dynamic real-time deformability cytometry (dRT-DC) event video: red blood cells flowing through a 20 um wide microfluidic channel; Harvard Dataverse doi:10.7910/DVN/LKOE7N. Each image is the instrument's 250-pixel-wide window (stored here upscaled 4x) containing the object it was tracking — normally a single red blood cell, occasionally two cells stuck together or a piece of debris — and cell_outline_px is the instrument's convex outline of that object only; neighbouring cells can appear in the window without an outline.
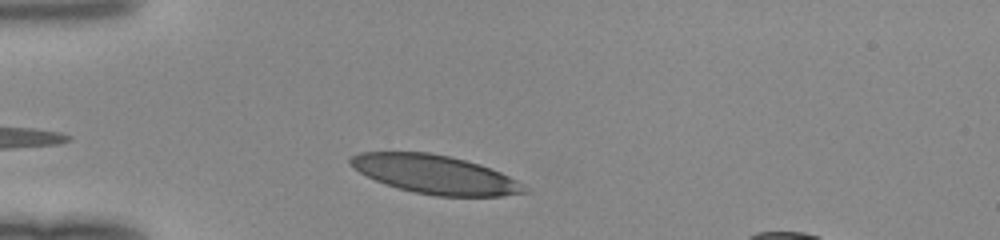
{"species": "human", "species_latin": "Homo sapiens", "temperature_condition": "room temperature", "stored_images_in_passage": 32, "camera_frame_rate_fps": 3000, "um_per_image_px": 0.085, "donor": {"sex": "female"}, "frame": {"image": 1, "passage_image": 4, "time_ms": 1.0, "image_size_px": [1000, 240], "cell_outline_px": [[528, 192], [500, 196], [436, 196], [412, 192], [384, 184], [360, 172], [348, 164], [348, 160], [352, 156], [360, 152], [428, 152], [448, 156], [480, 164], [500, 172], [524, 184]], "centroid_in_image_um": [36.96, 14.83], "position_along_channel_um": 48.0, "area_um2": 39.02}}
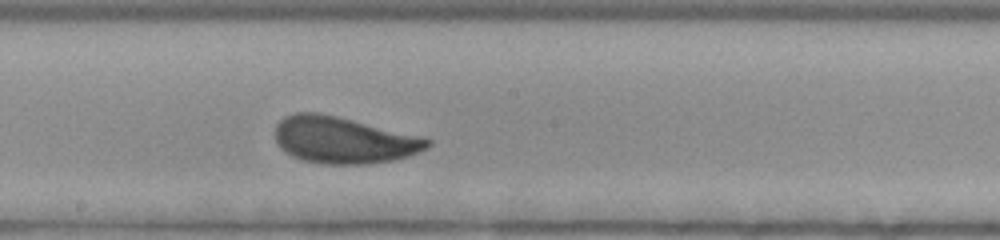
{"frame": {"image": 2, "passage_image": 18, "time_ms": 5.667, "image_size_px": [1000, 240], "cell_outline_px": [[432, 144], [428, 148], [420, 152], [408, 156], [392, 160], [364, 164], [324, 164], [304, 160], [292, 156], [280, 148], [276, 140], [276, 124], [284, 116], [296, 112], [316, 112], [336, 116], [432, 140]], "centroid_in_image_um": [29.16, 11.91], "position_along_channel_um": 219.0, "area_um2": 40.86}}
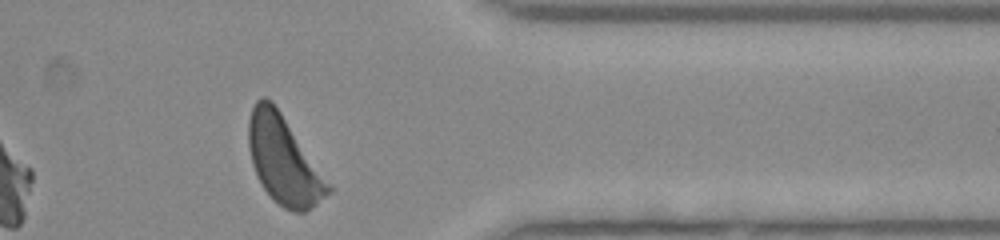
{"frame": {"image": 3, "passage_image": 31, "time_ms": 10.0, "image_size_px": [1000, 240], "cell_outline_px": [[332, 192], [316, 204], [304, 212], [292, 212], [284, 208], [264, 188], [256, 176], [252, 164], [248, 148], [248, 120], [252, 108], [256, 100], [260, 96], [264, 96], [272, 100], [332, 188]], "centroid_in_image_um": [24.07, 13.6], "position_along_channel_um": 387.3, "area_um2": 40.0}}